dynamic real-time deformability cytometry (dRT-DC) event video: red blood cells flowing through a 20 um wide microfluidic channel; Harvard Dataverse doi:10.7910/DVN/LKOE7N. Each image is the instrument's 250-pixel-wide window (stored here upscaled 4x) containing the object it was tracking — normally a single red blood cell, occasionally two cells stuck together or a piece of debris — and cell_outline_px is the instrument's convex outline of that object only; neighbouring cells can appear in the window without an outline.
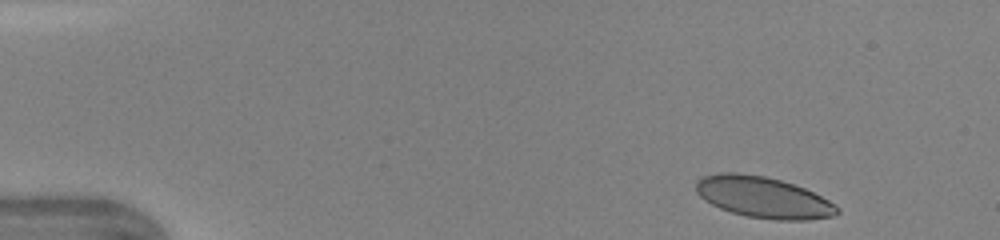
{"species": "human", "species_latin": "Homo sapiens", "temperature_condition": "warm", "stored_images_in_passage": 41, "camera_frame_rate_fps": 3000, "um_per_image_px": 0.085, "donor": {"sex": "female"}, "frame": {"image": 1, "passage_image": 2, "time_ms": 0.333, "image_size_px": [1000, 240], "cell_outline_px": [[840, 212], [832, 216], [808, 220], [776, 220], [748, 216], [732, 212], [720, 208], [704, 200], [696, 192], [696, 180], [704, 176], [720, 172], [740, 172], [764, 176], [780, 180], [804, 188], [836, 204], [840, 208]], "centroid_in_image_um": [64.87, 16.77], "position_along_channel_um": 20.1, "area_um2": 33.81}}
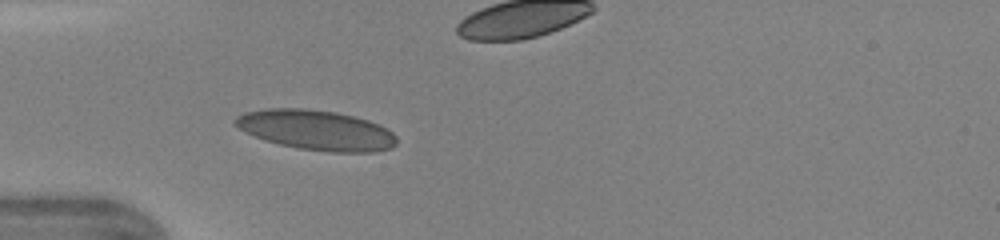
{"frame": {"image": 2, "passage_image": 11, "time_ms": 3.333, "image_size_px": [1000, 240], "cell_outline_px": [[396, 144], [392, 148], [376, 152], [332, 152], [296, 148], [264, 140], [232, 124], [232, 120], [236, 116], [244, 112], [268, 108], [304, 108], [336, 112], [368, 120], [380, 124], [388, 128], [396, 136]], "centroid_in_image_um": [26.89, 11.05], "position_along_channel_um": 58.1, "area_um2": 37.8}}
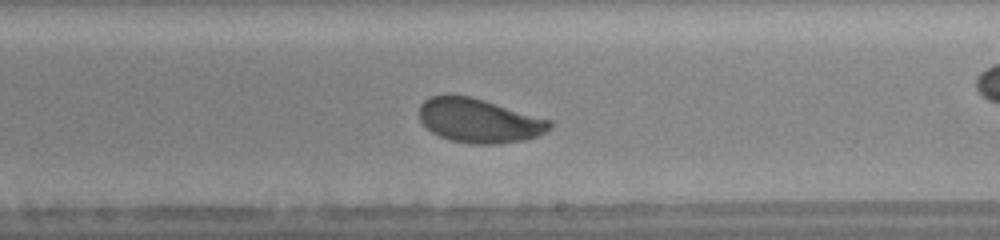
{"frame": {"image": 3, "passage_image": 24, "time_ms": 7.667, "image_size_px": [1000, 240], "cell_outline_px": [[552, 128], [540, 136], [524, 140], [496, 144], [472, 144], [452, 140], [440, 136], [432, 132], [420, 120], [420, 104], [424, 100], [432, 96], [472, 96], [552, 120]], "centroid_in_image_um": [40.78, 10.26], "position_along_channel_um": 248.2, "area_um2": 33.47}}